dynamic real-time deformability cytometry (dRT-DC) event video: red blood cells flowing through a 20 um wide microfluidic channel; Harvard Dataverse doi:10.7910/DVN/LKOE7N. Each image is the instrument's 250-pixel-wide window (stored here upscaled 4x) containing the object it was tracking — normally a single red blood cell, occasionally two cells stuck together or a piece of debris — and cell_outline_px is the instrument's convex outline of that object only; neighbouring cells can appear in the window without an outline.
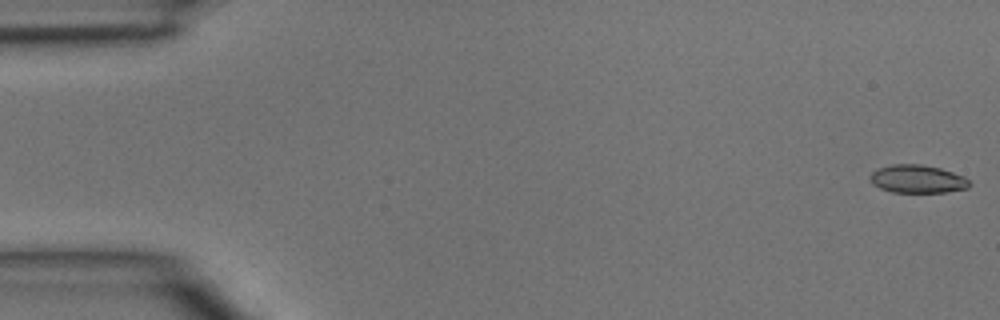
{"species": "common noctule bat (a hibernating species)", "species_latin": "Nyctalus noctula", "temperature_condition": "room temperature", "stored_images_in_passage": 14, "camera_frame_rate_fps": 3000, "um_per_image_px": 0.085, "animal": {"sex": "male", "body_mass_g": 15.6}, "frame": {"image": 1, "passage_image": 1, "time_ms": 0.0, "image_size_px": [1000, 320], "cell_outline_px": [[972, 184], [968, 188], [944, 192], [892, 192], [880, 188], [872, 184], [868, 176], [876, 168], [892, 164], [920, 164], [940, 168], [964, 176]], "centroid_in_image_um": [77.95, 15.21], "position_along_channel_um": 7.0, "area_um2": 16.36}}